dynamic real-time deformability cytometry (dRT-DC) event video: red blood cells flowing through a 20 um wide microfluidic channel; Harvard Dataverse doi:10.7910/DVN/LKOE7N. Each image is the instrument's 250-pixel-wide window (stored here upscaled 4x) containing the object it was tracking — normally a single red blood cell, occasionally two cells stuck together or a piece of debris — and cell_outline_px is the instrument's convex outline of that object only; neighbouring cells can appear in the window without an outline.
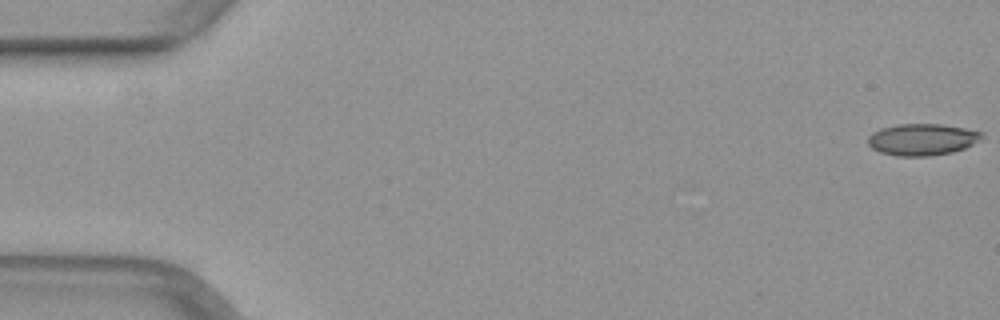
{"species": "common noctule bat (a hibernating species)", "species_latin": "Nyctalus noctula", "temperature_condition": "warm", "stored_images_in_passage": 40, "camera_frame_rate_fps": 3000, "um_per_image_px": 0.085, "animal": {"sex": "female", "body_mass_g": 29.2, "forearm_length_mm": 56.3}, "frame": {"image": 1, "passage_image": 1, "time_ms": 0.0, "image_size_px": [1000, 320], "cell_outline_px": [[984, 136], [972, 144], [964, 148], [952, 152], [928, 156], [896, 156], [880, 152], [872, 148], [868, 144], [868, 136], [872, 132], [880, 128], [900, 124], [940, 124], [964, 128], [984, 132]], "centroid_in_image_um": [78.36, 11.85], "position_along_channel_um": 6.6, "area_um2": 20.98}}
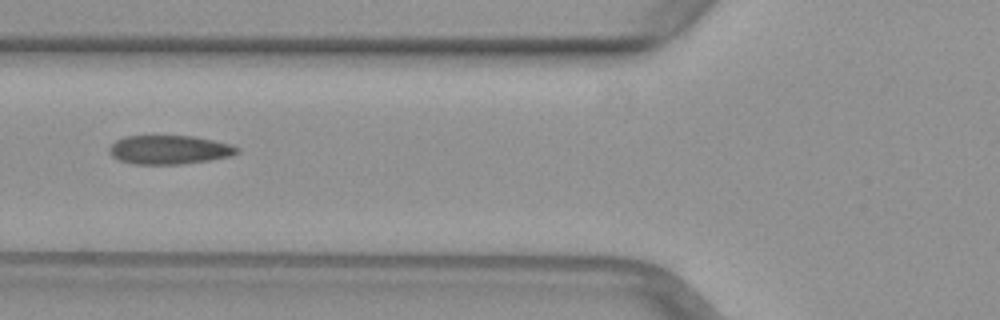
{"frame": {"image": 2, "passage_image": 20, "time_ms": 6.333, "image_size_px": [1000, 320], "cell_outline_px": [[240, 152], [232, 156], [208, 160], [180, 164], [132, 164], [120, 160], [112, 156], [108, 148], [116, 140], [124, 136], [192, 136], [212, 140], [228, 144], [240, 148]], "centroid_in_image_um": [14.38, 12.73], "position_along_channel_um": 111.4, "area_um2": 21.39}}
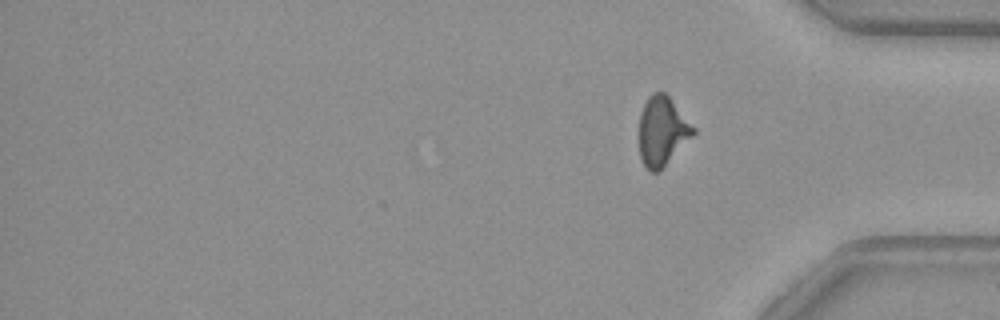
{"frame": {"image": 3, "passage_image": 40, "time_ms": 13.0, "image_size_px": [1000, 320], "cell_outline_px": [[696, 132], [656, 172], [648, 172], [640, 156], [636, 136], [640, 112], [648, 96], [652, 92], [664, 92], [668, 96], [696, 128]], "centroid_in_image_um": [56.22, 11.11], "position_along_channel_um": 379.0, "area_um2": 21.91}}